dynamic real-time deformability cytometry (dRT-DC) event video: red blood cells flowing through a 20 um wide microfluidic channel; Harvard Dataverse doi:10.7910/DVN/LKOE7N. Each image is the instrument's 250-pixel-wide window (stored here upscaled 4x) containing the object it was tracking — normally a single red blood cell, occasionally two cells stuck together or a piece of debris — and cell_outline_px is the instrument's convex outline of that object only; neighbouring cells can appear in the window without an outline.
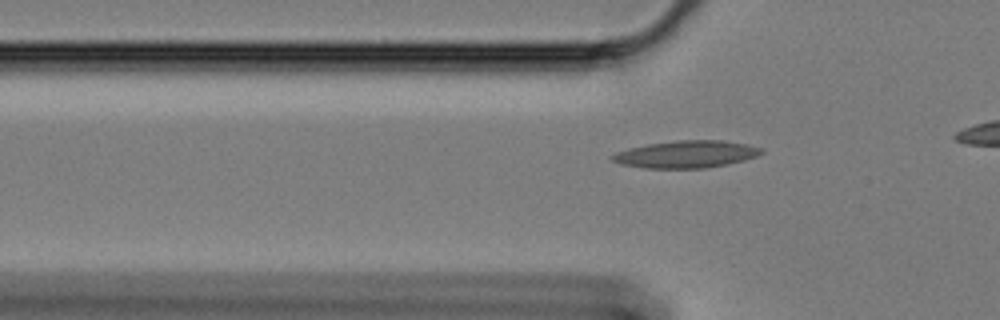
{"species": "Egyptian fruit bat (a non-hibernating species)", "species_latin": "Rousettus aegyptiacus", "temperature_condition": "cold", "stored_images_in_passage": 15, "camera_frame_rate_fps": 3000, "um_per_image_px": 0.085, "animal": {"sex": "female"}, "frame": {"image": 1, "passage_image": 4, "time_ms": 1.0, "image_size_px": [1000, 320], "cell_outline_px": [[764, 152], [756, 156], [744, 160], [728, 164], [704, 168], [644, 168], [620, 164], [612, 160], [608, 156], [616, 152], [628, 148], [648, 144], [676, 140], [724, 140], [748, 144], [764, 148]], "centroid_in_image_um": [58.33, 13.1], "position_along_channel_um": 67.5, "area_um2": 23.87}}
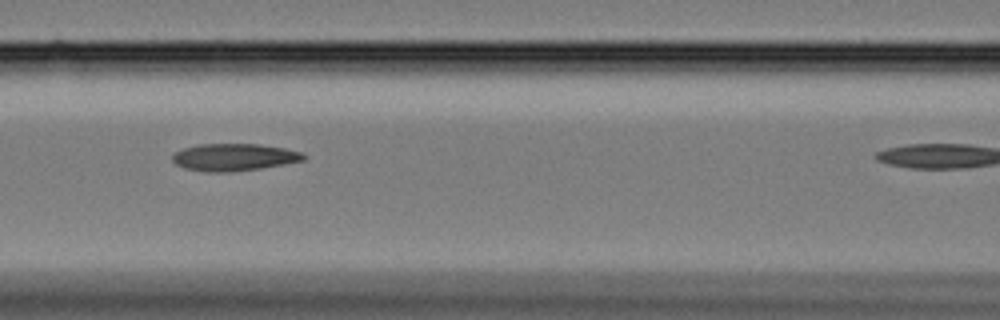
{"frame": {"image": 2, "passage_image": 11, "time_ms": 3.333, "image_size_px": [1000, 320], "cell_outline_px": [[308, 156], [304, 160], [260, 168], [228, 172], [208, 172], [184, 168], [176, 164], [172, 160], [172, 152], [196, 144], [260, 144], [284, 148], [300, 152]], "centroid_in_image_um": [19.85, 13.35], "position_along_channel_um": 146.8, "area_um2": 20.81}}
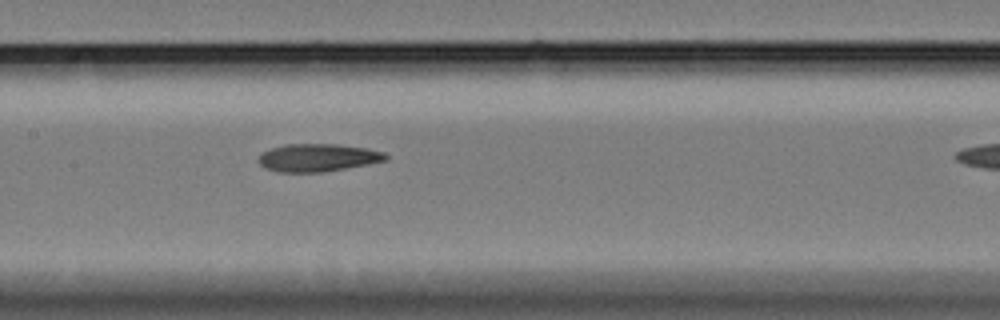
{"frame": {"image": 3, "passage_image": 14, "time_ms": 4.333, "image_size_px": [1000, 320], "cell_outline_px": [[388, 160], [324, 172], [280, 172], [268, 168], [260, 164], [256, 160], [264, 152], [272, 148], [284, 144], [336, 144], [368, 148], [384, 152], [388, 156]], "centroid_in_image_um": [27.04, 13.39], "position_along_channel_um": 180.4, "area_um2": 20.46}}